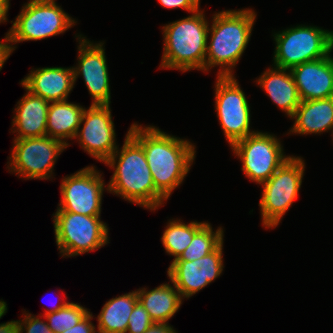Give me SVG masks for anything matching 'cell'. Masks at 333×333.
Returning a JSON list of instances; mask_svg holds the SVG:
<instances>
[{
	"label": "cell",
	"instance_id": "obj_1",
	"mask_svg": "<svg viewBox=\"0 0 333 333\" xmlns=\"http://www.w3.org/2000/svg\"><path fill=\"white\" fill-rule=\"evenodd\" d=\"M128 133L144 149L155 188L169 199L190 171L196 157V146L151 125L142 127L134 123Z\"/></svg>",
	"mask_w": 333,
	"mask_h": 333
},
{
	"label": "cell",
	"instance_id": "obj_2",
	"mask_svg": "<svg viewBox=\"0 0 333 333\" xmlns=\"http://www.w3.org/2000/svg\"><path fill=\"white\" fill-rule=\"evenodd\" d=\"M114 173L105 190L155 211L167 199L155 188L143 147L128 133L122 148L105 162Z\"/></svg>",
	"mask_w": 333,
	"mask_h": 333
},
{
	"label": "cell",
	"instance_id": "obj_3",
	"mask_svg": "<svg viewBox=\"0 0 333 333\" xmlns=\"http://www.w3.org/2000/svg\"><path fill=\"white\" fill-rule=\"evenodd\" d=\"M257 14L252 9L222 10L212 17L205 55V71L220 67L218 76H234L251 37ZM210 35V37H209Z\"/></svg>",
	"mask_w": 333,
	"mask_h": 333
},
{
	"label": "cell",
	"instance_id": "obj_4",
	"mask_svg": "<svg viewBox=\"0 0 333 333\" xmlns=\"http://www.w3.org/2000/svg\"><path fill=\"white\" fill-rule=\"evenodd\" d=\"M209 23L203 10L162 27L164 47L162 69L204 71Z\"/></svg>",
	"mask_w": 333,
	"mask_h": 333
},
{
	"label": "cell",
	"instance_id": "obj_5",
	"mask_svg": "<svg viewBox=\"0 0 333 333\" xmlns=\"http://www.w3.org/2000/svg\"><path fill=\"white\" fill-rule=\"evenodd\" d=\"M5 39L9 55L15 50L16 43L43 40L63 34L76 24L55 0H28L23 4Z\"/></svg>",
	"mask_w": 333,
	"mask_h": 333
},
{
	"label": "cell",
	"instance_id": "obj_6",
	"mask_svg": "<svg viewBox=\"0 0 333 333\" xmlns=\"http://www.w3.org/2000/svg\"><path fill=\"white\" fill-rule=\"evenodd\" d=\"M275 67L291 69L304 62L328 56L333 50V31L316 26L297 25L274 32Z\"/></svg>",
	"mask_w": 333,
	"mask_h": 333
},
{
	"label": "cell",
	"instance_id": "obj_7",
	"mask_svg": "<svg viewBox=\"0 0 333 333\" xmlns=\"http://www.w3.org/2000/svg\"><path fill=\"white\" fill-rule=\"evenodd\" d=\"M304 171L303 158L291 155L267 181L260 184L263 189L259 202L263 227L272 229L279 225L299 195Z\"/></svg>",
	"mask_w": 333,
	"mask_h": 333
},
{
	"label": "cell",
	"instance_id": "obj_8",
	"mask_svg": "<svg viewBox=\"0 0 333 333\" xmlns=\"http://www.w3.org/2000/svg\"><path fill=\"white\" fill-rule=\"evenodd\" d=\"M56 245L62 257L96 251L109 242L108 226L100 216H86L57 209L53 214Z\"/></svg>",
	"mask_w": 333,
	"mask_h": 333
},
{
	"label": "cell",
	"instance_id": "obj_9",
	"mask_svg": "<svg viewBox=\"0 0 333 333\" xmlns=\"http://www.w3.org/2000/svg\"><path fill=\"white\" fill-rule=\"evenodd\" d=\"M232 151L242 162L246 177L262 184L291 156H286L280 140L270 133L255 132L235 142Z\"/></svg>",
	"mask_w": 333,
	"mask_h": 333
},
{
	"label": "cell",
	"instance_id": "obj_10",
	"mask_svg": "<svg viewBox=\"0 0 333 333\" xmlns=\"http://www.w3.org/2000/svg\"><path fill=\"white\" fill-rule=\"evenodd\" d=\"M67 147L50 136L14 139L8 170L26 180L53 178L56 160Z\"/></svg>",
	"mask_w": 333,
	"mask_h": 333
},
{
	"label": "cell",
	"instance_id": "obj_11",
	"mask_svg": "<svg viewBox=\"0 0 333 333\" xmlns=\"http://www.w3.org/2000/svg\"><path fill=\"white\" fill-rule=\"evenodd\" d=\"M215 82V110L230 147L254 134L250 129V106L234 76H218Z\"/></svg>",
	"mask_w": 333,
	"mask_h": 333
},
{
	"label": "cell",
	"instance_id": "obj_12",
	"mask_svg": "<svg viewBox=\"0 0 333 333\" xmlns=\"http://www.w3.org/2000/svg\"><path fill=\"white\" fill-rule=\"evenodd\" d=\"M95 166H87L62 178L57 209L86 216H101L105 182Z\"/></svg>",
	"mask_w": 333,
	"mask_h": 333
},
{
	"label": "cell",
	"instance_id": "obj_13",
	"mask_svg": "<svg viewBox=\"0 0 333 333\" xmlns=\"http://www.w3.org/2000/svg\"><path fill=\"white\" fill-rule=\"evenodd\" d=\"M112 120L110 105H90L84 109L75 136L86 153L104 163L118 148Z\"/></svg>",
	"mask_w": 333,
	"mask_h": 333
},
{
	"label": "cell",
	"instance_id": "obj_14",
	"mask_svg": "<svg viewBox=\"0 0 333 333\" xmlns=\"http://www.w3.org/2000/svg\"><path fill=\"white\" fill-rule=\"evenodd\" d=\"M223 243L210 254L194 261L173 260L167 275L183 300L190 298L220 277L223 272Z\"/></svg>",
	"mask_w": 333,
	"mask_h": 333
},
{
	"label": "cell",
	"instance_id": "obj_15",
	"mask_svg": "<svg viewBox=\"0 0 333 333\" xmlns=\"http://www.w3.org/2000/svg\"><path fill=\"white\" fill-rule=\"evenodd\" d=\"M76 37L79 43V54L78 64L73 67L74 83L81 75L93 98L91 105H110V81L105 49L103 48L104 43L100 41L94 44L82 34Z\"/></svg>",
	"mask_w": 333,
	"mask_h": 333
},
{
	"label": "cell",
	"instance_id": "obj_16",
	"mask_svg": "<svg viewBox=\"0 0 333 333\" xmlns=\"http://www.w3.org/2000/svg\"><path fill=\"white\" fill-rule=\"evenodd\" d=\"M301 101L333 97V57L331 53L290 69Z\"/></svg>",
	"mask_w": 333,
	"mask_h": 333
},
{
	"label": "cell",
	"instance_id": "obj_17",
	"mask_svg": "<svg viewBox=\"0 0 333 333\" xmlns=\"http://www.w3.org/2000/svg\"><path fill=\"white\" fill-rule=\"evenodd\" d=\"M25 90L48 102L68 100L74 88V72L72 68L44 67L31 70L20 83Z\"/></svg>",
	"mask_w": 333,
	"mask_h": 333
},
{
	"label": "cell",
	"instance_id": "obj_18",
	"mask_svg": "<svg viewBox=\"0 0 333 333\" xmlns=\"http://www.w3.org/2000/svg\"><path fill=\"white\" fill-rule=\"evenodd\" d=\"M50 102L42 97L31 94L26 90V94L17 102L14 109L15 115L12 119L14 139H26L47 136V113ZM15 127V128H14Z\"/></svg>",
	"mask_w": 333,
	"mask_h": 333
},
{
	"label": "cell",
	"instance_id": "obj_19",
	"mask_svg": "<svg viewBox=\"0 0 333 333\" xmlns=\"http://www.w3.org/2000/svg\"><path fill=\"white\" fill-rule=\"evenodd\" d=\"M256 83L269 98L291 118L301 99L290 69L273 67L264 71Z\"/></svg>",
	"mask_w": 333,
	"mask_h": 333
},
{
	"label": "cell",
	"instance_id": "obj_20",
	"mask_svg": "<svg viewBox=\"0 0 333 333\" xmlns=\"http://www.w3.org/2000/svg\"><path fill=\"white\" fill-rule=\"evenodd\" d=\"M292 134H321L332 130L333 135V97L301 101L294 115Z\"/></svg>",
	"mask_w": 333,
	"mask_h": 333
},
{
	"label": "cell",
	"instance_id": "obj_21",
	"mask_svg": "<svg viewBox=\"0 0 333 333\" xmlns=\"http://www.w3.org/2000/svg\"><path fill=\"white\" fill-rule=\"evenodd\" d=\"M138 301L147 310L149 317L154 323H169L182 304L183 298L176 287L163 283L158 287L136 289Z\"/></svg>",
	"mask_w": 333,
	"mask_h": 333
},
{
	"label": "cell",
	"instance_id": "obj_22",
	"mask_svg": "<svg viewBox=\"0 0 333 333\" xmlns=\"http://www.w3.org/2000/svg\"><path fill=\"white\" fill-rule=\"evenodd\" d=\"M84 109L81 105L68 100L50 102L47 113V136L69 146L67 140L75 139Z\"/></svg>",
	"mask_w": 333,
	"mask_h": 333
},
{
	"label": "cell",
	"instance_id": "obj_23",
	"mask_svg": "<svg viewBox=\"0 0 333 333\" xmlns=\"http://www.w3.org/2000/svg\"><path fill=\"white\" fill-rule=\"evenodd\" d=\"M137 302L138 294L136 290L106 301L97 316V332L125 333L130 314Z\"/></svg>",
	"mask_w": 333,
	"mask_h": 333
},
{
	"label": "cell",
	"instance_id": "obj_24",
	"mask_svg": "<svg viewBox=\"0 0 333 333\" xmlns=\"http://www.w3.org/2000/svg\"><path fill=\"white\" fill-rule=\"evenodd\" d=\"M207 222L192 221L188 224L181 222V220H170L166 226L161 237L162 245L168 255L177 259L181 253L189 246L193 236L206 224Z\"/></svg>",
	"mask_w": 333,
	"mask_h": 333
},
{
	"label": "cell",
	"instance_id": "obj_25",
	"mask_svg": "<svg viewBox=\"0 0 333 333\" xmlns=\"http://www.w3.org/2000/svg\"><path fill=\"white\" fill-rule=\"evenodd\" d=\"M224 231L218 227L213 231L207 222L194 236L189 246L175 260L194 261L213 252L224 240Z\"/></svg>",
	"mask_w": 333,
	"mask_h": 333
},
{
	"label": "cell",
	"instance_id": "obj_26",
	"mask_svg": "<svg viewBox=\"0 0 333 333\" xmlns=\"http://www.w3.org/2000/svg\"><path fill=\"white\" fill-rule=\"evenodd\" d=\"M90 311L78 303L69 302L65 307L56 312L45 314L49 328L54 333H60L74 327Z\"/></svg>",
	"mask_w": 333,
	"mask_h": 333
},
{
	"label": "cell",
	"instance_id": "obj_27",
	"mask_svg": "<svg viewBox=\"0 0 333 333\" xmlns=\"http://www.w3.org/2000/svg\"><path fill=\"white\" fill-rule=\"evenodd\" d=\"M153 323L147 310L138 301L130 314L125 333H144Z\"/></svg>",
	"mask_w": 333,
	"mask_h": 333
},
{
	"label": "cell",
	"instance_id": "obj_28",
	"mask_svg": "<svg viewBox=\"0 0 333 333\" xmlns=\"http://www.w3.org/2000/svg\"><path fill=\"white\" fill-rule=\"evenodd\" d=\"M25 314V315H24ZM22 320H18L19 333H54L48 326L47 321L41 320L42 315L33 316L24 311Z\"/></svg>",
	"mask_w": 333,
	"mask_h": 333
},
{
	"label": "cell",
	"instance_id": "obj_29",
	"mask_svg": "<svg viewBox=\"0 0 333 333\" xmlns=\"http://www.w3.org/2000/svg\"><path fill=\"white\" fill-rule=\"evenodd\" d=\"M167 9L181 8L189 13H195L200 9V0H158Z\"/></svg>",
	"mask_w": 333,
	"mask_h": 333
},
{
	"label": "cell",
	"instance_id": "obj_30",
	"mask_svg": "<svg viewBox=\"0 0 333 333\" xmlns=\"http://www.w3.org/2000/svg\"><path fill=\"white\" fill-rule=\"evenodd\" d=\"M93 314L88 313L83 319H81L74 327L63 330L60 333H96L94 324L91 322Z\"/></svg>",
	"mask_w": 333,
	"mask_h": 333
},
{
	"label": "cell",
	"instance_id": "obj_31",
	"mask_svg": "<svg viewBox=\"0 0 333 333\" xmlns=\"http://www.w3.org/2000/svg\"><path fill=\"white\" fill-rule=\"evenodd\" d=\"M144 333H177L169 323H153Z\"/></svg>",
	"mask_w": 333,
	"mask_h": 333
},
{
	"label": "cell",
	"instance_id": "obj_32",
	"mask_svg": "<svg viewBox=\"0 0 333 333\" xmlns=\"http://www.w3.org/2000/svg\"><path fill=\"white\" fill-rule=\"evenodd\" d=\"M0 333H19L18 320L1 323Z\"/></svg>",
	"mask_w": 333,
	"mask_h": 333
},
{
	"label": "cell",
	"instance_id": "obj_33",
	"mask_svg": "<svg viewBox=\"0 0 333 333\" xmlns=\"http://www.w3.org/2000/svg\"><path fill=\"white\" fill-rule=\"evenodd\" d=\"M10 57L6 40L0 41V71L6 60Z\"/></svg>",
	"mask_w": 333,
	"mask_h": 333
},
{
	"label": "cell",
	"instance_id": "obj_34",
	"mask_svg": "<svg viewBox=\"0 0 333 333\" xmlns=\"http://www.w3.org/2000/svg\"><path fill=\"white\" fill-rule=\"evenodd\" d=\"M10 2L9 0H0V23L6 22L7 19V13L9 10Z\"/></svg>",
	"mask_w": 333,
	"mask_h": 333
},
{
	"label": "cell",
	"instance_id": "obj_35",
	"mask_svg": "<svg viewBox=\"0 0 333 333\" xmlns=\"http://www.w3.org/2000/svg\"><path fill=\"white\" fill-rule=\"evenodd\" d=\"M65 299H59L58 301H60V302H57V304L56 305H54L51 309H46L45 311H44V315L45 314H48V313H52V312H56V311H58L59 309H61V308H63V307H65L69 302L68 301H64Z\"/></svg>",
	"mask_w": 333,
	"mask_h": 333
},
{
	"label": "cell",
	"instance_id": "obj_36",
	"mask_svg": "<svg viewBox=\"0 0 333 333\" xmlns=\"http://www.w3.org/2000/svg\"><path fill=\"white\" fill-rule=\"evenodd\" d=\"M6 312H7V303L1 299L0 300V319L6 314Z\"/></svg>",
	"mask_w": 333,
	"mask_h": 333
}]
</instances>
